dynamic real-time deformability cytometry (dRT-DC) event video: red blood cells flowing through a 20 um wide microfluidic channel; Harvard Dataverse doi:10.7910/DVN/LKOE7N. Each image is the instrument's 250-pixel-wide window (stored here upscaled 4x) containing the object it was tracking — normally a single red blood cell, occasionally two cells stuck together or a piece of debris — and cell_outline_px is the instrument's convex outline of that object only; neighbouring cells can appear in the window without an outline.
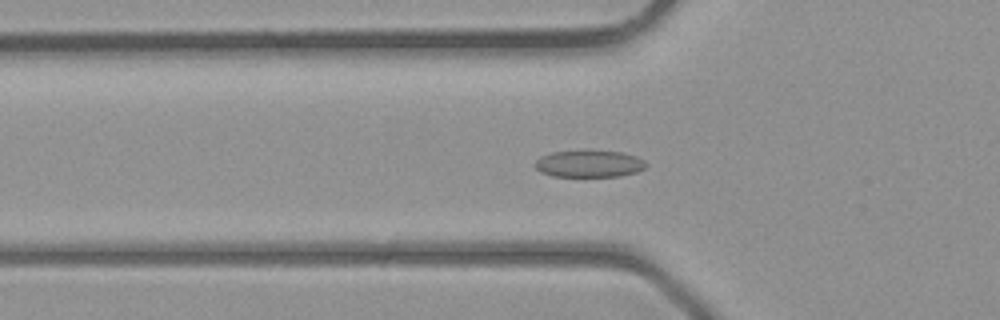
{"species": "common noctule bat (a hibernating species)", "species_latin": "Nyctalus noctula", "temperature_condition": "room temperature", "stored_images_in_passage": 41, "camera_frame_rate_fps": 3000, "um_per_image_px": 0.085, "animal": {"sex": "male", "body_mass_g": 23.1, "forearm_length_mm": 52.7}, "frame": {"image": 1, "passage_image": 14, "time_ms": 4.333, "image_size_px": [1000, 320], "cell_outline_px": [[648, 164], [644, 168], [636, 172], [620, 176], [552, 176], [540, 172], [532, 164], [540, 156], [552, 152], [584, 148], [624, 152], [636, 156], [644, 160]], "centroid_in_image_um": [50.05, 13.87], "position_along_channel_um": 75.7, "area_um2": 18.21}}
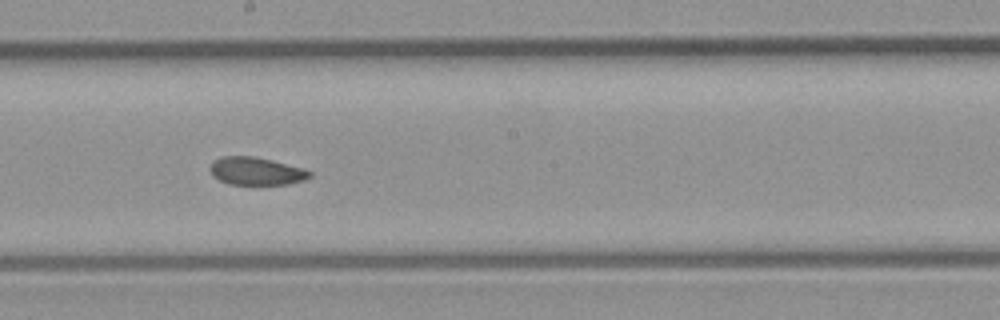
{"frame": {"image": 2, "passage_image": 23, "time_ms": 7.333, "image_size_px": [1000, 320], "cell_outline_px": [[312, 176], [304, 180], [288, 184], [228, 184], [212, 176], [208, 168], [212, 160], [220, 156], [252, 156], [272, 160], [300, 168], [312, 172]], "centroid_in_image_um": [21.7, 14.54], "position_along_channel_um": 226.5, "area_um2": 16.18}}
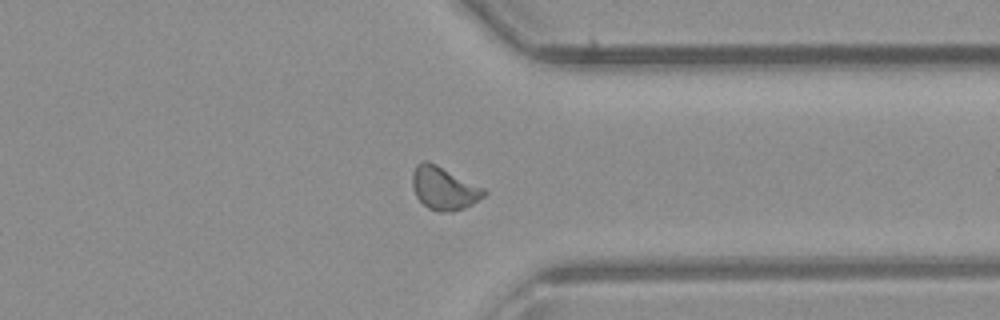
{"frame": {"image": 3, "passage_image": 32, "time_ms": 10.333, "image_size_px": [1000, 320], "cell_outline_px": [[488, 192], [484, 196], [472, 204], [464, 208], [452, 212], [440, 212], [428, 208], [416, 196], [412, 184], [412, 172], [416, 164], [424, 160], [428, 160], [484, 188]], "centroid_in_image_um": [37.72, 15.99], "position_along_channel_um": 373.7, "area_um2": 17.92}}